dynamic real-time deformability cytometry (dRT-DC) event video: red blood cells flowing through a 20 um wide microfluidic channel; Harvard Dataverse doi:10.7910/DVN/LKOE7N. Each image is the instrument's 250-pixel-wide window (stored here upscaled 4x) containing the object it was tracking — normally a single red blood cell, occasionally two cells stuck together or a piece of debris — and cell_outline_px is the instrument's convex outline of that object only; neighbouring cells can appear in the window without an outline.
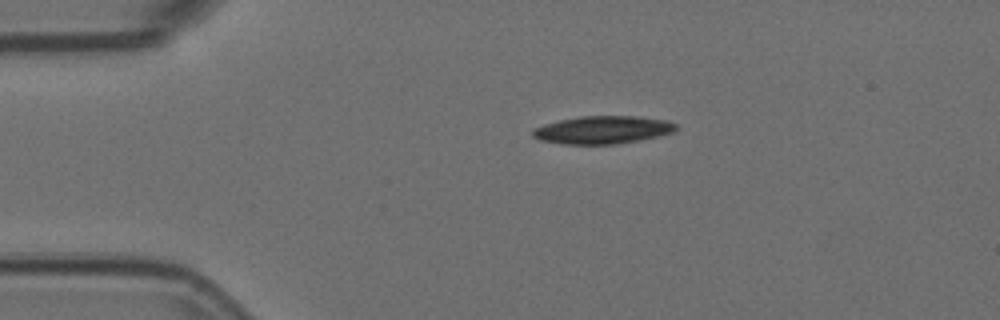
{"species": "Egyptian fruit bat (a non-hibernating species)", "species_latin": "Rousettus aegyptiacus", "temperature_condition": "room temperature", "stored_images_in_passage": 12, "camera_frame_rate_fps": 3000, "um_per_image_px": 0.085, "animal": {"sex": "female"}, "frame": {"image": 1, "passage_image": 1, "time_ms": 0.0, "image_size_px": [1000, 320], "cell_outline_px": [[676, 128], [672, 132], [660, 136], [616, 144], [564, 144], [540, 140], [532, 136], [532, 128], [544, 124], [560, 120], [580, 116], [640, 116], [668, 120], [676, 124]], "centroid_in_image_um": [51.22, 11.03], "position_along_channel_um": 33.8, "area_um2": 23.29}}
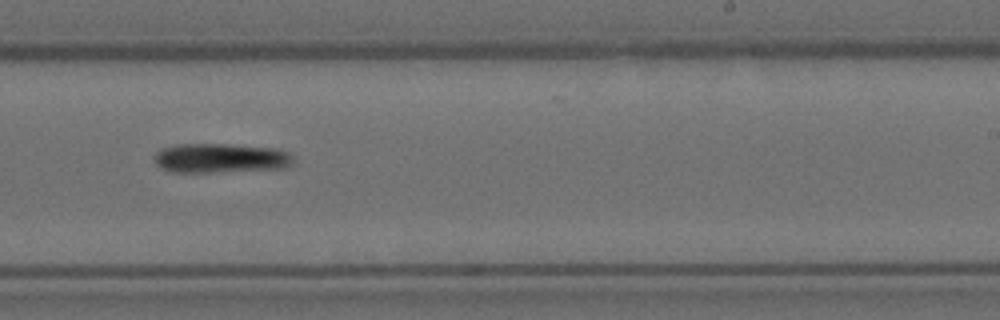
{"frame": {"image": 2, "passage_image": 7, "time_ms": 2.0, "image_size_px": [1000, 320], "cell_outline_px": [[292, 164], [288, 168], [216, 172], [172, 172], [160, 168], [156, 164], [156, 152], [160, 148], [180, 144], [228, 144], [280, 148], [292, 152]], "centroid_in_image_um": [18.81, 13.44], "position_along_channel_um": 270.2, "area_um2": 24.22}}
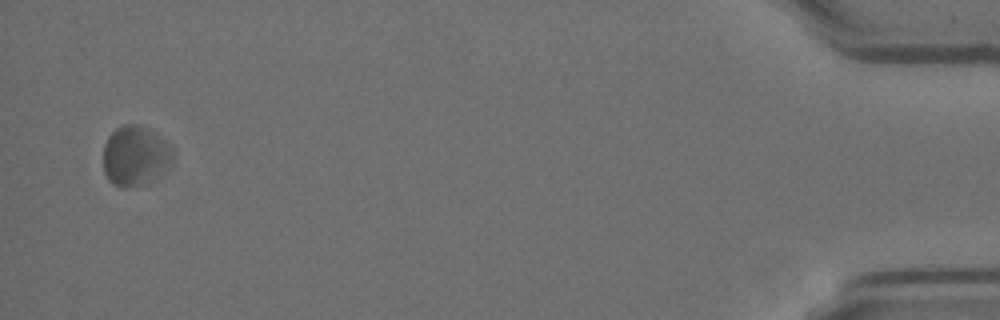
{"frame": {"image": 3, "passage_image": 12, "time_ms": 3.667, "image_size_px": [1000, 320], "cell_outline_px": [[176, 160], [168, 168], [144, 184], [128, 188], [112, 184], [108, 180], [104, 172], [104, 144], [108, 136], [116, 128], [124, 124], [132, 124], [148, 128], [156, 132], [172, 148], [176, 156]], "centroid_in_image_um": [11.52, 13.24], "position_along_channel_um": 423.7, "area_um2": 24.57}}